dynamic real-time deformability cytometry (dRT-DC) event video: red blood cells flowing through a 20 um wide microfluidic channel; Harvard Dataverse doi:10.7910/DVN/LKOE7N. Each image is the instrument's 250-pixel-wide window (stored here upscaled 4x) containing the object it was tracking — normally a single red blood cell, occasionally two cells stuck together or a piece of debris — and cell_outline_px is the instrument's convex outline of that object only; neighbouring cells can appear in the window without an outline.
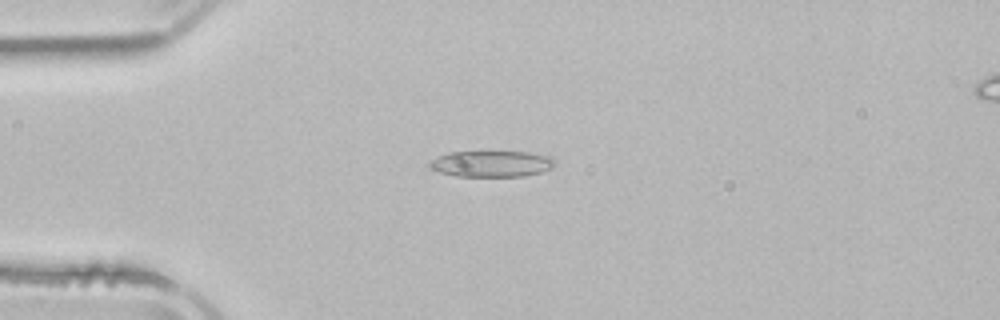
{"species": "common noctule bat (a hibernating species)", "species_latin": "Nyctalus noctula", "temperature_condition": "room temperature", "stored_images_in_passage": 2, "camera_frame_rate_fps": 3000, "um_per_image_px": 0.085, "animal": {"sex": "male", "body_mass_g": 21.5, "forearm_length_mm": 52.0}, "frame": {"image": 1, "passage_image": 1, "time_ms": 0.0, "image_size_px": [1000, 320], "cell_outline_px": [[556, 164], [552, 168], [540, 172], [524, 176], [456, 176], [440, 172], [432, 168], [428, 164], [432, 160], [448, 152], [528, 152], [552, 156], [556, 160]], "centroid_in_image_um": [41.85, 13.92], "position_along_channel_um": 43.2, "area_um2": 19.02}}
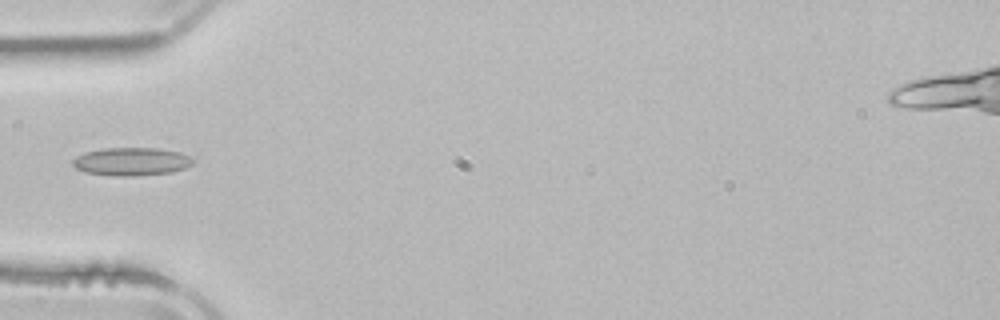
{"frame": {"image": 2, "passage_image": 2, "time_ms": 1.333, "image_size_px": [1000, 320], "cell_outline_px": [[192, 164], [184, 168], [172, 172], [136, 176], [116, 176], [84, 172], [76, 168], [72, 164], [72, 160], [76, 156], [84, 152], [104, 148], [156, 148], [180, 152], [192, 156]], "centroid_in_image_um": [11.16, 13.73], "position_along_channel_um": 73.8, "area_um2": 19.77}}